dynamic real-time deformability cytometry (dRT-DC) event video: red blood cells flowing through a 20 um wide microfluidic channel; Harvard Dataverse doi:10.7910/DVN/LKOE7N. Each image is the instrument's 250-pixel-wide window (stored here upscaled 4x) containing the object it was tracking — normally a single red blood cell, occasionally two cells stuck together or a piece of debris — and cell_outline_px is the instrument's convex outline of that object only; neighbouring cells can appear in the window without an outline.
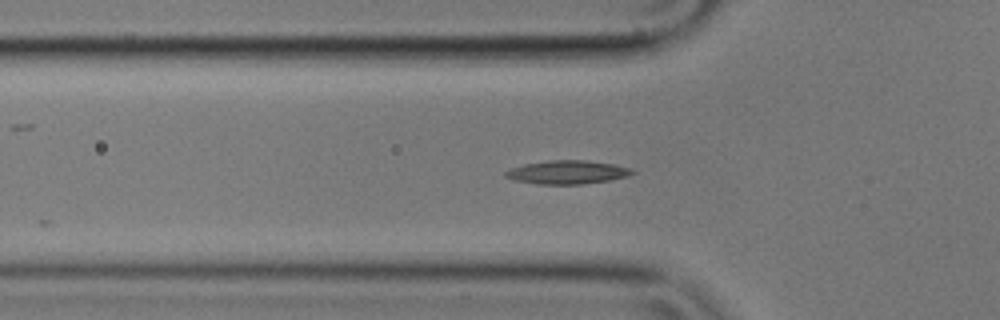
{"species": "common noctule bat (a hibernating species)", "species_latin": "Nyctalus noctula", "temperature_condition": "cold", "stored_images_in_passage": 14, "camera_frame_rate_fps": 3000, "um_per_image_px": 0.085, "animal": {"sex": "male", "body_mass_g": 17.9}, "frame": {"image": 1, "passage_image": 4, "time_ms": 1.0, "image_size_px": [1000, 320], "cell_outline_px": [[636, 172], [628, 176], [608, 180], [580, 184], [536, 184], [516, 180], [504, 176], [504, 172], [512, 168], [524, 164], [548, 160], [584, 160], [612, 164], [628, 168]], "centroid_in_image_um": [48.19, 14.64], "position_along_channel_um": 77.6, "area_um2": 17.11}}
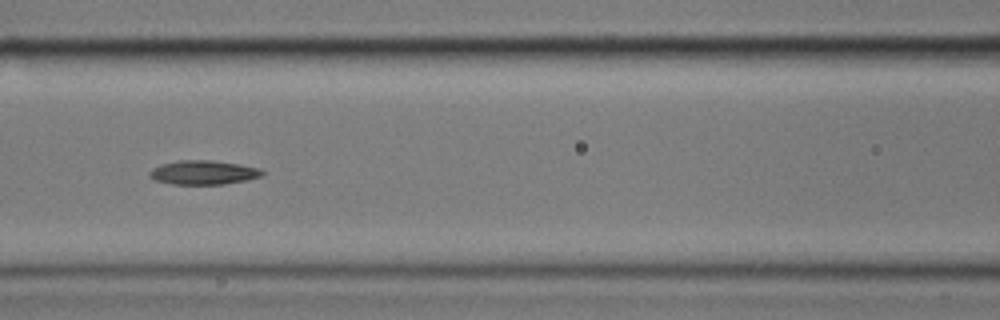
{"frame": {"image": 2, "passage_image": 10, "time_ms": 3.0, "image_size_px": [1000, 320], "cell_outline_px": [[264, 172], [260, 176], [244, 180], [224, 184], [172, 184], [152, 180], [148, 176], [148, 172], [152, 168], [160, 164], [176, 160], [212, 160], [240, 164], [260, 168]], "centroid_in_image_um": [17.21, 14.65], "position_along_channel_um": 149.4, "area_um2": 15.95}}
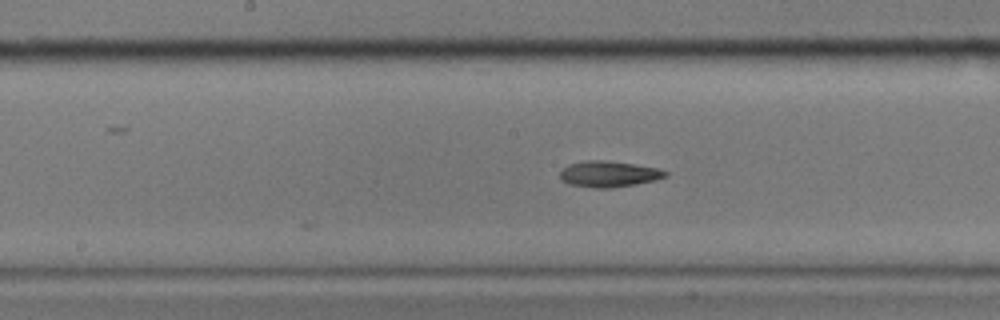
{"frame": {"image": 3, "passage_image": 14, "time_ms": 4.333, "image_size_px": [1000, 320], "cell_outline_px": [[668, 176], [656, 180], [636, 184], [612, 188], [596, 188], [568, 184], [560, 180], [560, 172], [568, 164], [584, 160], [604, 160], [632, 164], [656, 168], [668, 172]], "centroid_in_image_um": [51.72, 14.8], "position_along_channel_um": 196.5, "area_um2": 16.01}}